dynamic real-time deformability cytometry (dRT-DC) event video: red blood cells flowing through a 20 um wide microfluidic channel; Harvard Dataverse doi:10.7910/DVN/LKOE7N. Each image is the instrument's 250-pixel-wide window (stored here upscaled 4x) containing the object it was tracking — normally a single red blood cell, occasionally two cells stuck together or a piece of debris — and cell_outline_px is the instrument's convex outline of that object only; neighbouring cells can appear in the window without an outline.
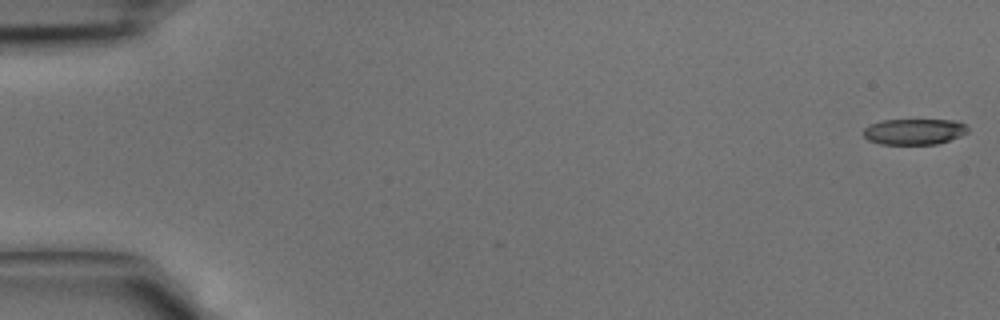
{"species": "common noctule bat (a hibernating species)", "species_latin": "Nyctalus noctula", "temperature_condition": "cold", "stored_images_in_passage": 7, "camera_frame_rate_fps": 3000, "um_per_image_px": 0.085, "animal": {"sex": "male", "body_mass_g": 15.6}, "frame": {"image": 1, "passage_image": 1, "time_ms": 0.0, "image_size_px": [1000, 320], "cell_outline_px": [[968, 132], [960, 136], [936, 144], [880, 144], [868, 140], [864, 136], [864, 128], [872, 124], [884, 120], [956, 120], [964, 124], [968, 128]], "centroid_in_image_um": [77.71, 11.19], "position_along_channel_um": 7.3, "area_um2": 15.61}}